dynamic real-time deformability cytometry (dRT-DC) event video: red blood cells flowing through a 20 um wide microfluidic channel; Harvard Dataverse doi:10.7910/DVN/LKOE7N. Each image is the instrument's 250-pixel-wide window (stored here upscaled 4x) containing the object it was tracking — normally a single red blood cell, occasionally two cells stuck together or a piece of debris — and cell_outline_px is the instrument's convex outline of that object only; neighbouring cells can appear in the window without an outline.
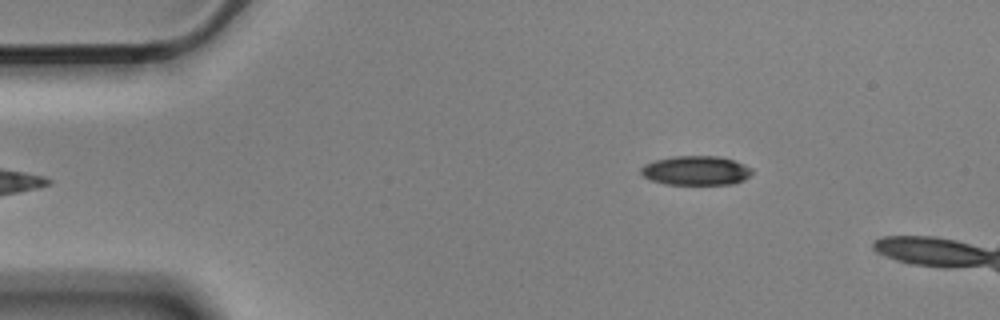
{"species": "Egyptian fruit bat (a non-hibernating species)", "species_latin": "Rousettus aegyptiacus", "temperature_condition": "cold", "stored_images_in_passage": 4, "camera_frame_rate_fps": 3000, "um_per_image_px": 0.085, "animal": {"sex": "male"}, "frame": {"image": 1, "passage_image": 4, "time_ms": 1.0, "image_size_px": [1000, 320], "cell_outline_px": [[752, 172], [744, 180], [732, 184], [668, 184], [652, 180], [644, 176], [640, 172], [640, 168], [644, 164], [656, 160], [672, 156], [720, 156], [744, 164], [752, 168]], "centroid_in_image_um": [59.16, 14.49], "position_along_channel_um": 25.8, "area_um2": 18.84}}